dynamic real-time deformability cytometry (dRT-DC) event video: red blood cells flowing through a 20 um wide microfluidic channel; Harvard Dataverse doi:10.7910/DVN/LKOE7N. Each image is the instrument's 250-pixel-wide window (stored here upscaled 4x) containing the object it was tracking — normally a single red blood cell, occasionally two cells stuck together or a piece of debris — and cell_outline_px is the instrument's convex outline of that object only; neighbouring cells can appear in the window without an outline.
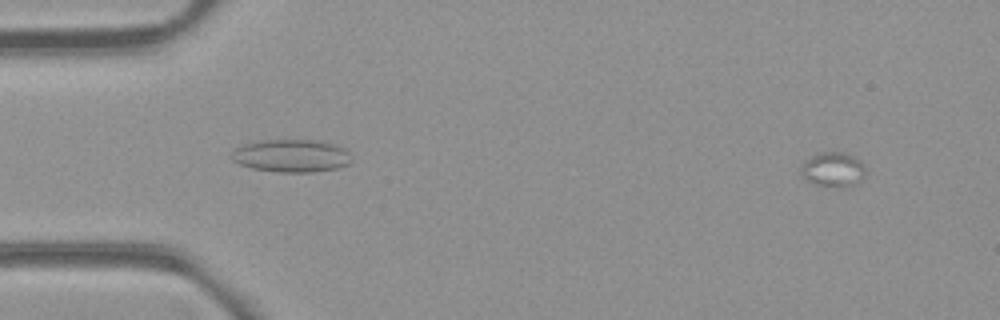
{"species": "common noctule bat (a hibernating species)", "species_latin": "Nyctalus noctula", "temperature_condition": "room temperature", "stored_images_in_passage": 6, "camera_frame_rate_fps": 3000, "um_per_image_px": 0.085, "animal": {"sex": "female", "body_mass_g": 21.9}, "frame": {"image": 1, "passage_image": 1, "time_ms": 0.0, "image_size_px": [1000, 320], "cell_outline_px": [[868, 172], [860, 180], [852, 184], [816, 184], [808, 180], [800, 172], [800, 168], [812, 156], [820, 152], [844, 152], [860, 160]], "centroid_in_image_um": [70.84, 14.35], "position_along_channel_um": 14.2, "area_um2": 12.31}}